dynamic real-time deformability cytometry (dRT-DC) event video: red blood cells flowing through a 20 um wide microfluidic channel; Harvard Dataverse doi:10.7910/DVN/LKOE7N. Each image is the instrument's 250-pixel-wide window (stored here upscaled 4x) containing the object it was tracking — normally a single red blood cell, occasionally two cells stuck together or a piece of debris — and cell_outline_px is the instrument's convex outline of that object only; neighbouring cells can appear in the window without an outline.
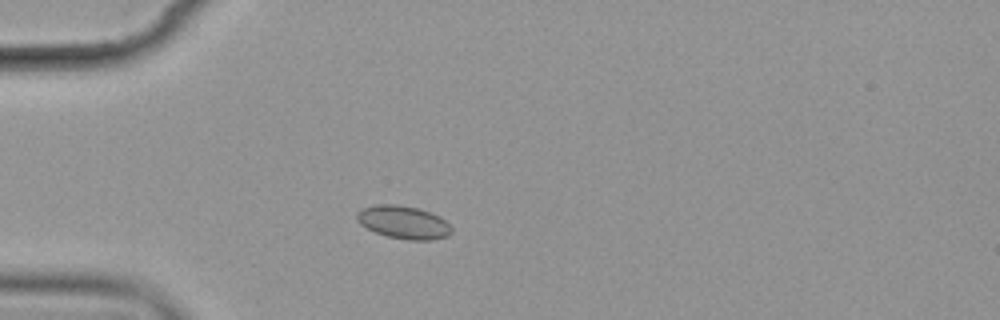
{"species": "common noctule bat (a hibernating species)", "species_latin": "Nyctalus noctula", "temperature_condition": "cold", "stored_images_in_passage": 9, "camera_frame_rate_fps": 3000, "um_per_image_px": 0.085, "animal": {"sex": "female", "body_mass_g": 19.9}, "frame": {"image": 1, "passage_image": 3, "time_ms": 2.667, "image_size_px": [1000, 320], "cell_outline_px": [[452, 232], [448, 236], [432, 240], [408, 240], [388, 236], [376, 232], [360, 224], [356, 220], [356, 212], [364, 208], [376, 204], [396, 204], [420, 208], [432, 212], [440, 216], [452, 228]], "centroid_in_image_um": [34.31, 18.88], "position_along_channel_um": 50.7, "area_um2": 18.32}}
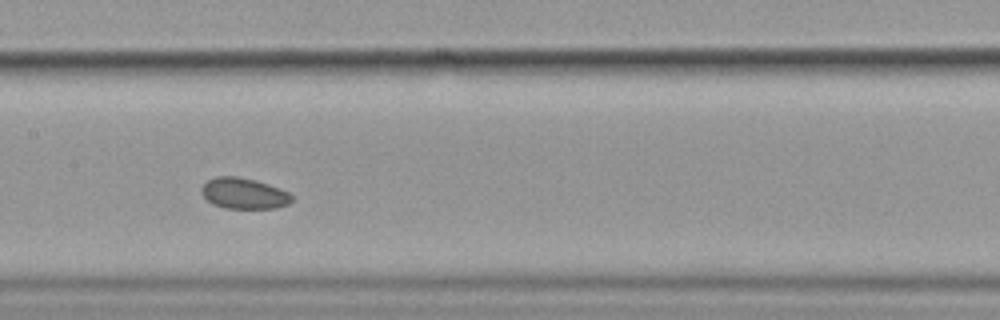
{"frame": {"image": 2, "passage_image": 7, "time_ms": 7.0, "image_size_px": [1000, 320], "cell_outline_px": [[292, 200], [288, 204], [276, 208], [224, 208], [212, 204], [200, 192], [200, 188], [208, 180], [216, 176], [236, 176], [256, 180], [280, 188], [288, 192], [292, 196]], "centroid_in_image_um": [20.71, 16.43], "position_along_channel_um": 186.7, "area_um2": 16.3}}
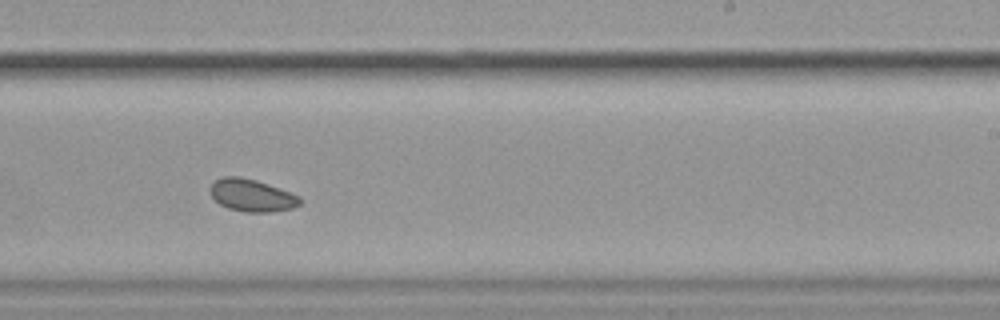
{"frame": {"image": 3, "passage_image": 9, "time_ms": 9.333, "image_size_px": [1000, 320], "cell_outline_px": [[304, 200], [300, 204], [292, 208], [272, 212], [244, 212], [228, 208], [220, 204], [212, 196], [208, 188], [216, 180], [224, 176], [240, 176], [256, 180], [268, 184], [300, 196]], "centroid_in_image_um": [21.41, 16.61], "position_along_channel_um": 267.6, "area_um2": 16.99}}